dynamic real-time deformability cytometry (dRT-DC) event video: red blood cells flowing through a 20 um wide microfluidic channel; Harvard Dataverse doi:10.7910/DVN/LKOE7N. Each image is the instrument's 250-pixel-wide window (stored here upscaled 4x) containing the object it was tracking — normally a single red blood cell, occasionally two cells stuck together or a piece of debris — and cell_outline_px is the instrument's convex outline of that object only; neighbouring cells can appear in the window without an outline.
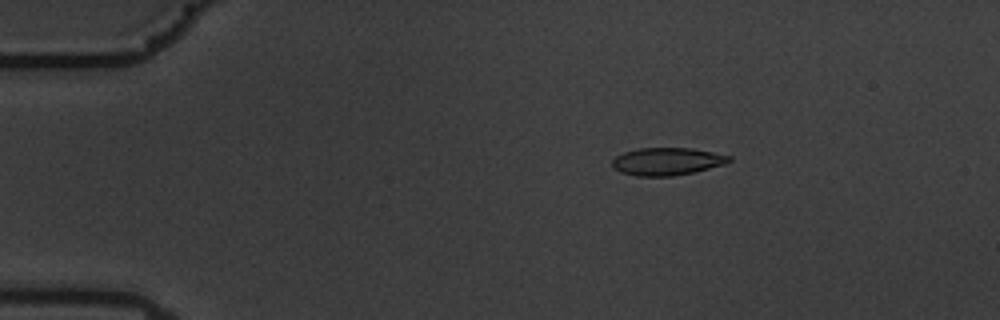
{"species": "common noctule bat (a hibernating species)", "species_latin": "Nyctalus noctula", "temperature_condition": "warm", "stored_images_in_passage": 59, "camera_frame_rate_fps": 3000, "um_per_image_px": 0.085, "animal": {"sex": "male", "body_mass_g": 19.5, "forearm_length_mm": 54.6}, "frame": {"image": 1, "passage_image": 11, "time_ms": 3.333, "image_size_px": [1000, 320], "cell_outline_px": [[732, 160], [728, 164], [692, 172], [672, 176], [636, 176], [620, 172], [612, 168], [612, 160], [616, 156], [624, 152], [640, 148], [692, 148], [732, 156]], "centroid_in_image_um": [56.71, 13.72], "position_along_channel_um": 28.3, "area_um2": 18.9}}
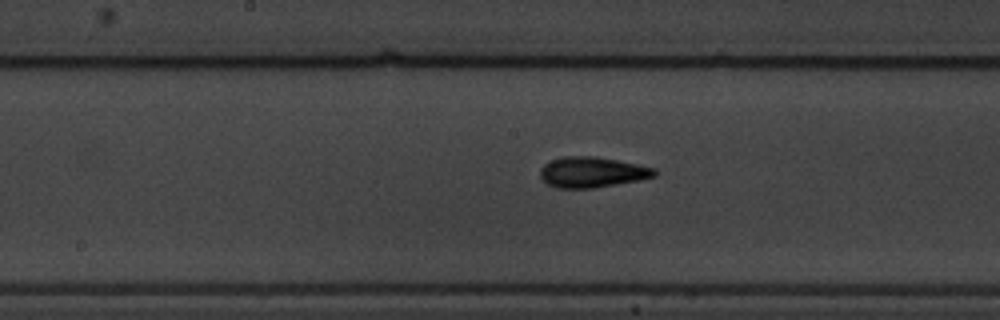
{"frame": {"image": 2, "passage_image": 31, "time_ms": 10.0, "image_size_px": [1000, 320], "cell_outline_px": [[656, 176], [640, 180], [592, 188], [556, 188], [548, 184], [540, 176], [540, 168], [544, 164], [552, 160], [564, 156], [592, 156], [616, 160], [656, 168]], "centroid_in_image_um": [50.32, 14.64], "position_along_channel_um": 197.9, "area_um2": 20.23}}
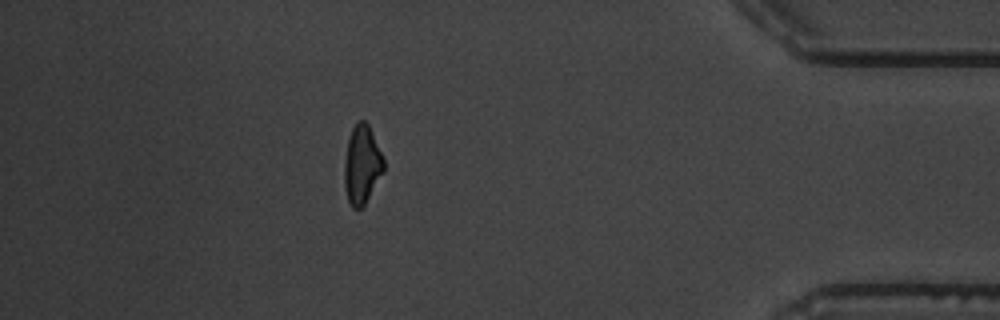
{"frame": {"image": 3, "passage_image": 52, "time_ms": 17.0, "image_size_px": [1000, 320], "cell_outline_px": [[384, 172], [364, 204], [360, 208], [352, 208], [348, 200], [344, 188], [344, 160], [348, 136], [356, 120], [364, 120], [368, 124], [372, 132], [384, 160]], "centroid_in_image_um": [30.74, 13.97], "position_along_channel_um": 404.5, "area_um2": 18.15}, "authors_computed_cell_mechanics": {"area_um2": 18.9006, "velocity_mm_per_s": 3.5343, "shape_relaxation_time_tau1_ms": 4.8494, "shape_relaxation_time_tau2_ms": 1.8625, "deformation_change_tau1": 0.1506, "deformation_change_tau2": 0.0874}}